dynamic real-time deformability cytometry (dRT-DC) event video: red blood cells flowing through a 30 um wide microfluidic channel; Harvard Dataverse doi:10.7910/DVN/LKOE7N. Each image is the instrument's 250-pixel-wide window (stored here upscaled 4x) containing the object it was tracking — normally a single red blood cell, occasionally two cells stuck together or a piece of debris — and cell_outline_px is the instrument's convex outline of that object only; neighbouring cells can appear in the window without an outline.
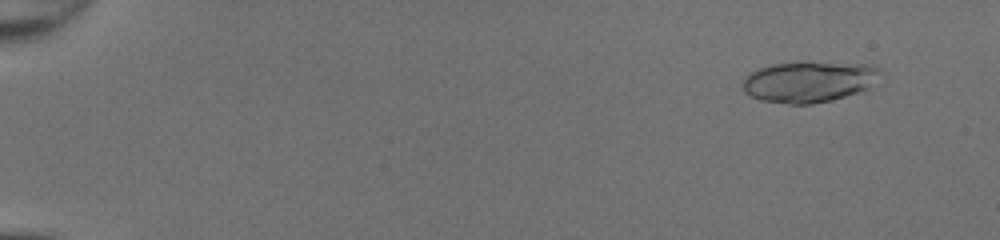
{"species": "common noctule bat (a hibernating species)", "species_latin": "Nyctalus noctula", "temperature_condition": "room temperature", "stored_images_in_passage": 50, "camera_frame_rate_fps": 3000, "um_per_image_px": 0.085, "animal": {"sex": "female", "body_mass_g": 20.0, "forearm_length_mm": 54.0}, "frame": {"image": 1, "passage_image": 5, "time_ms": 1.333, "image_size_px": [1000, 240], "cell_outline_px": [[884, 72], [868, 88], [832, 100], [812, 104], [788, 104], [760, 100], [744, 92], [744, 80], [752, 72], [760, 68], [772, 64], [800, 60], [808, 60], [872, 64]], "centroid_in_image_um": [68.81, 6.9], "position_along_channel_um": 16.2, "area_um2": 33.47}}
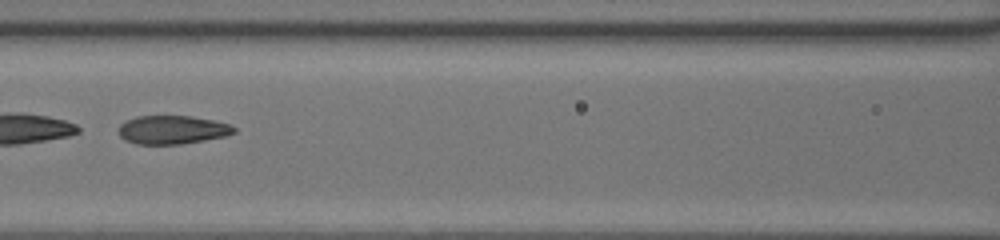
{"frame": {"image": 2, "passage_image": 26, "time_ms": 8.333, "image_size_px": [1000, 240], "cell_outline_px": [[236, 132], [224, 136], [204, 140], [180, 144], [136, 144], [124, 140], [120, 136], [120, 124], [136, 116], [192, 116], [232, 124], [236, 128]], "centroid_in_image_um": [14.67, 11.03], "position_along_channel_um": 151.9, "area_um2": 19.13}}
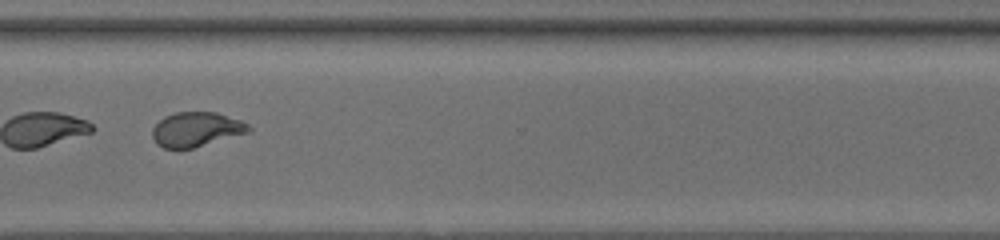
{"frame": {"image": 3, "passage_image": 40, "time_ms": 13.0, "image_size_px": [1000, 240], "cell_outline_px": [[252, 132], [192, 148], [164, 148], [156, 144], [152, 136], [152, 128], [164, 116], [176, 112], [216, 112], [240, 120], [248, 124], [252, 128]], "centroid_in_image_um": [16.7, 10.99], "position_along_channel_um": 353.9, "area_um2": 19.48}}